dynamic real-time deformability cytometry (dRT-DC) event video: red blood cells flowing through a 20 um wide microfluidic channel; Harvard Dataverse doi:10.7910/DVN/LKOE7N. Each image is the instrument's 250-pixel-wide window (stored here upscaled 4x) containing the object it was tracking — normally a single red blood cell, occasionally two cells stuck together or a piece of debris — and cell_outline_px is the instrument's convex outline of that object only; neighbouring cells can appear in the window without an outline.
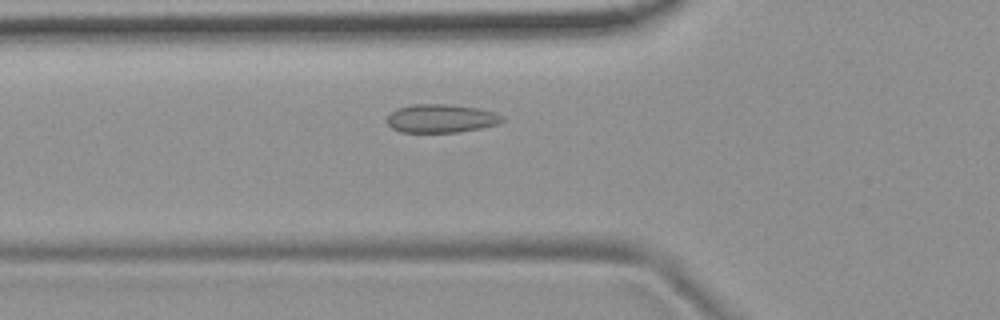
{"species": "common noctule bat (a hibernating species)", "species_latin": "Nyctalus noctula", "temperature_condition": "room temperature", "stored_images_in_passage": 44, "camera_frame_rate_fps": 3000, "um_per_image_px": 0.085, "animal": {"sex": "female", "body_mass_g": 19.9}, "frame": {"image": 1, "passage_image": 9, "time_ms": 2.667, "image_size_px": [1000, 320], "cell_outline_px": [[508, 120], [496, 124], [480, 128], [460, 132], [400, 132], [392, 128], [388, 124], [388, 116], [396, 108], [412, 104], [452, 104], [480, 108], [496, 112], [504, 116]], "centroid_in_image_um": [37.55, 10.06], "position_along_channel_um": 88.3, "area_um2": 19.36}}
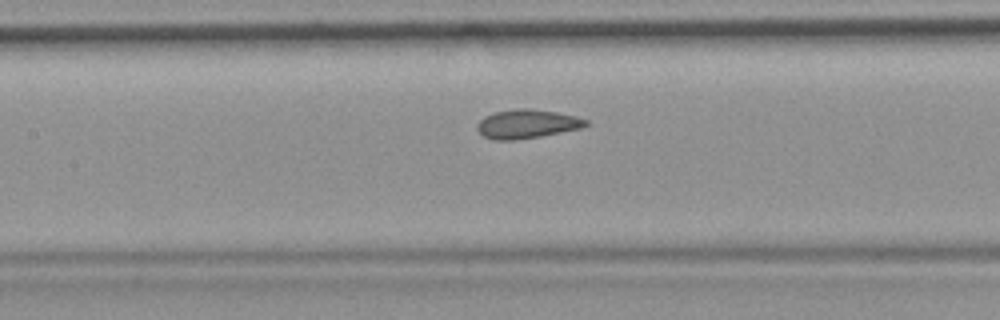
{"frame": {"image": 2, "passage_image": 15, "time_ms": 4.667, "image_size_px": [1000, 320], "cell_outline_px": [[588, 124], [580, 128], [540, 136], [516, 140], [496, 140], [484, 136], [476, 128], [476, 124], [484, 116], [492, 112], [516, 108], [528, 108], [556, 112], [576, 116], [588, 120]], "centroid_in_image_um": [44.76, 10.52], "position_along_channel_um": 162.6, "area_um2": 18.26}}
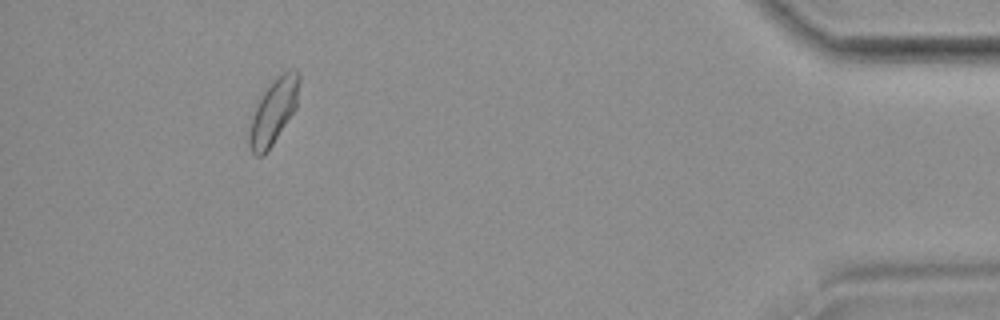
{"frame": {"image": 3, "passage_image": 40, "time_ms": 13.0, "image_size_px": [1000, 320], "cell_outline_px": [[300, 80], [296, 108], [264, 156], [256, 156], [252, 152], [248, 144], [248, 132], [252, 116], [260, 96], [272, 80], [288, 68], [296, 68], [300, 72]], "centroid_in_image_um": [23.25, 9.42], "position_along_channel_um": 411.9, "area_um2": 19.13}}